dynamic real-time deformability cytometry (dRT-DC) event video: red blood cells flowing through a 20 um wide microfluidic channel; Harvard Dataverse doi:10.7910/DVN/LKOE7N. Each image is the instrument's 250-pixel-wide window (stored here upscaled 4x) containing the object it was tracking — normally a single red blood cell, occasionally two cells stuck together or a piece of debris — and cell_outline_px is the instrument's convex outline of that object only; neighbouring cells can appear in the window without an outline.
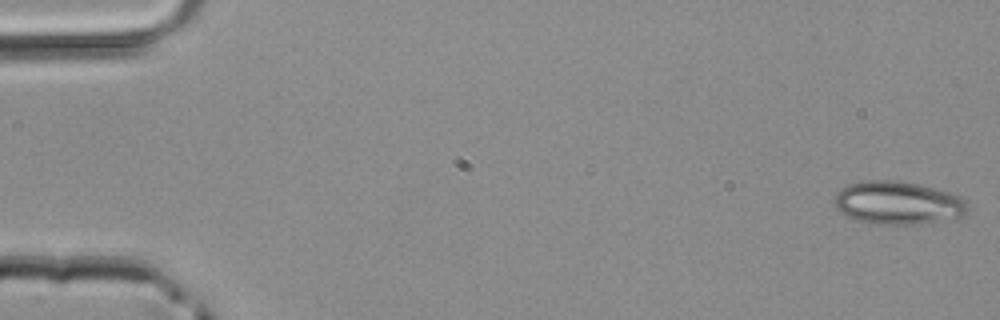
{"species": "common noctule bat (a hibernating species)", "species_latin": "Nyctalus noctula", "temperature_condition": "room temperature", "stored_images_in_passage": 3, "camera_frame_rate_fps": 3000, "um_per_image_px": 0.085, "animal": {"sex": "male", "body_mass_g": 20.4}, "frame": {"image": 1, "passage_image": 1, "time_ms": 0.0, "image_size_px": [1000, 320], "cell_outline_px": [[968, 208], [960, 216], [916, 224], [872, 224], [856, 220], [840, 212], [836, 208], [836, 192], [840, 188], [848, 184], [868, 180], [900, 180], [920, 184], [948, 192], [960, 196], [964, 200]], "centroid_in_image_um": [76.27, 17.22], "position_along_channel_um": 8.7, "area_um2": 33.18}}